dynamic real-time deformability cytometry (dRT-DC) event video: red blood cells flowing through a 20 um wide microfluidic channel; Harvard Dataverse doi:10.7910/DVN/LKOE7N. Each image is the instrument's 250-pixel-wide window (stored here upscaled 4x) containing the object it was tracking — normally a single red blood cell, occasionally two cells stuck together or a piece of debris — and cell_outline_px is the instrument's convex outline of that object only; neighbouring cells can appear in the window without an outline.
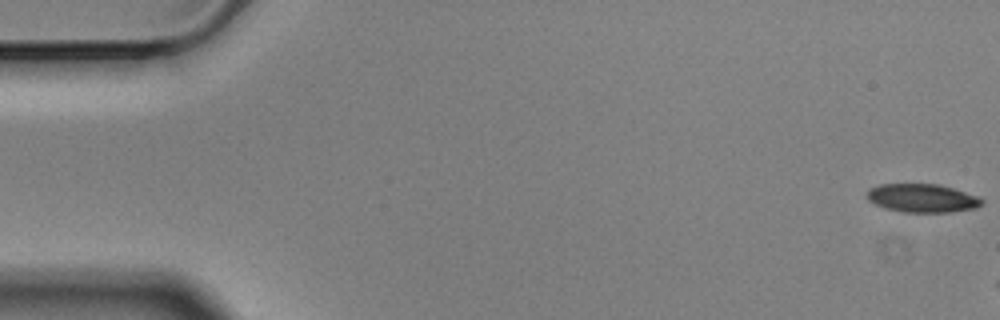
{"species": "Egyptian fruit bat (a non-hibernating species)", "species_latin": "Rousettus aegyptiacus", "temperature_condition": "cold", "stored_images_in_passage": 3, "camera_frame_rate_fps": 3000, "um_per_image_px": 0.085, "animal": {"sex": "male"}, "frame": {"image": 1, "passage_image": 1, "time_ms": 0.0, "image_size_px": [1000, 320], "cell_outline_px": [[984, 204], [976, 208], [952, 212], [904, 212], [884, 208], [868, 200], [868, 188], [880, 184], [940, 184], [980, 196], [984, 200]], "centroid_in_image_um": [78.45, 16.84], "position_along_channel_um": 6.6, "area_um2": 19.25}}